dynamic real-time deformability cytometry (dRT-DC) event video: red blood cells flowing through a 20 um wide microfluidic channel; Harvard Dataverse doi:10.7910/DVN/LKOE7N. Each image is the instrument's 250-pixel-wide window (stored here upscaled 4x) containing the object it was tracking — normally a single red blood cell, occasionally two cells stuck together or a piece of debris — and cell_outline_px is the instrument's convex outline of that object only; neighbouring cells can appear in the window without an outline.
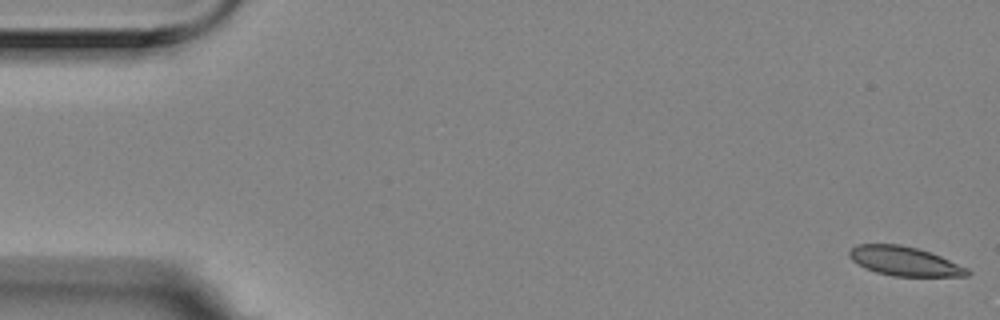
{"species": "Egyptian fruit bat (a non-hibernating species)", "species_latin": "Rousettus aegyptiacus", "temperature_condition": "room temperature", "stored_images_in_passage": 6, "camera_frame_rate_fps": 3000, "um_per_image_px": 0.085, "animal": {"sex": "female"}, "frame": {"image": 1, "passage_image": 1, "time_ms": 0.0, "image_size_px": [1000, 320], "cell_outline_px": [[972, 272], [968, 276], [892, 276], [876, 272], [864, 268], [852, 260], [848, 256], [848, 252], [856, 244], [900, 244], [916, 248], [940, 256], [968, 268]], "centroid_in_image_um": [76.86, 22.2], "position_along_channel_um": 8.1, "area_um2": 20.06}}
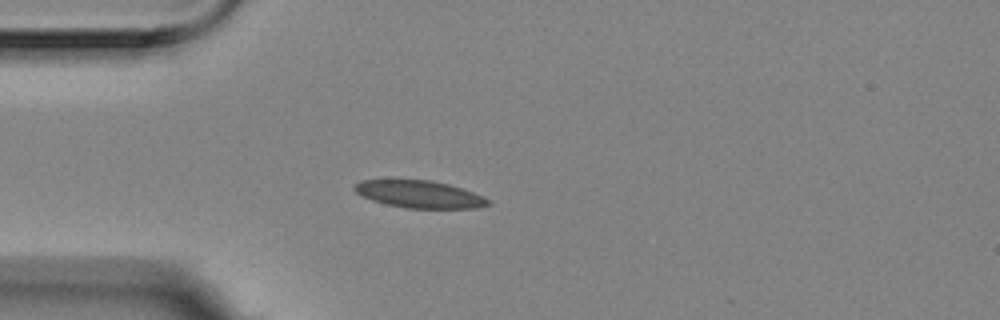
{"frame": {"image": 2, "passage_image": 5, "time_ms": 1.333, "image_size_px": [1000, 320], "cell_outline_px": [[492, 204], [476, 208], [404, 208], [384, 204], [372, 200], [356, 192], [352, 188], [360, 180], [392, 176], [432, 180], [448, 184], [484, 196]], "centroid_in_image_um": [35.55, 16.45], "position_along_channel_um": 49.5, "area_um2": 22.2}}